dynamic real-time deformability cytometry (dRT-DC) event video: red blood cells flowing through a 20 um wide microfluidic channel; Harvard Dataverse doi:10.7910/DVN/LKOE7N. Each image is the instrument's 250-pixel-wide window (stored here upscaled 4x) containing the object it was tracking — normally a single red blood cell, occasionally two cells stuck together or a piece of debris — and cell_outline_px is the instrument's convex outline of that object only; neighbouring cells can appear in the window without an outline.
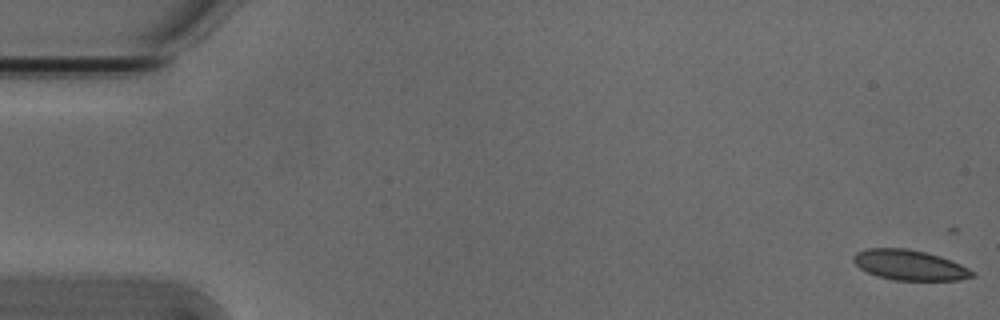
{"species": "Egyptian fruit bat (a non-hibernating species)", "species_latin": "Rousettus aegyptiacus", "temperature_condition": "cold", "stored_images_in_passage": 5, "camera_frame_rate_fps": 3000, "um_per_image_px": 0.085, "animal": {"sex": "male"}, "frame": {"image": 1, "passage_image": 1, "time_ms": 0.0, "image_size_px": [1000, 320], "cell_outline_px": [[976, 276], [960, 280], [896, 280], [876, 276], [860, 268], [852, 260], [852, 256], [856, 252], [868, 248], [908, 248], [940, 256], [952, 260], [968, 268]], "centroid_in_image_um": [77.3, 22.52], "position_along_channel_um": 7.7, "area_um2": 20.92}}